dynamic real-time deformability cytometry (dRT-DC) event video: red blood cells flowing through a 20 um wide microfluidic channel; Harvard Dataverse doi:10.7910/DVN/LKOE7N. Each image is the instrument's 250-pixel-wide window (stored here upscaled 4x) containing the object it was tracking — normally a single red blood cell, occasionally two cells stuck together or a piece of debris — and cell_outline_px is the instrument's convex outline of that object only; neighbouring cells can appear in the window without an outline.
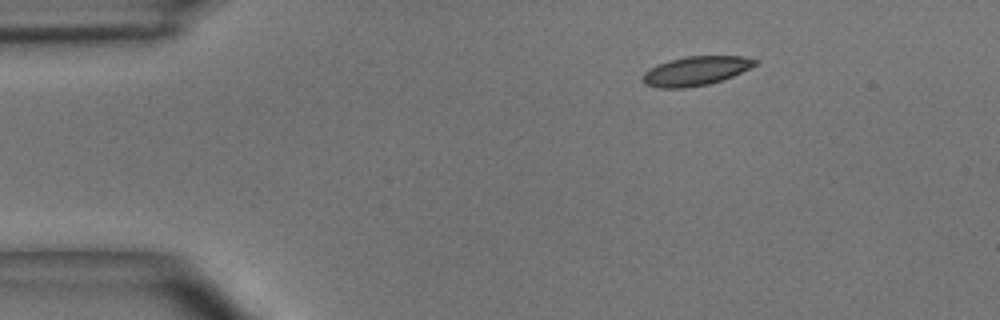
{"species": "common noctule bat (a hibernating species)", "species_latin": "Nyctalus noctula", "temperature_condition": "room temperature", "stored_images_in_passage": 43, "camera_frame_rate_fps": 3000, "um_per_image_px": 0.085, "animal": {"sex": "male", "body_mass_g": 15.6}, "frame": {"image": 1, "passage_image": 1, "time_ms": 0.0, "image_size_px": [1000, 320], "cell_outline_px": [[756, 64], [732, 76], [708, 84], [684, 88], [660, 88], [644, 84], [640, 80], [640, 76], [648, 68], [656, 64], [668, 60], [688, 56], [744, 56], [756, 60]], "centroid_in_image_um": [59.03, 6.03], "position_along_channel_um": 26.0, "area_um2": 19.07}}
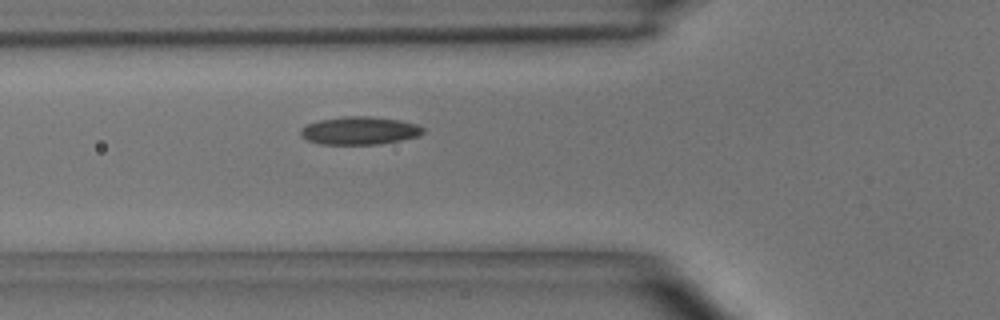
{"frame": {"image": 2, "passage_image": 11, "time_ms": 3.333, "image_size_px": [1000, 320], "cell_outline_px": [[424, 132], [420, 136], [380, 144], [320, 144], [308, 140], [300, 136], [300, 128], [308, 124], [320, 120], [344, 116], [372, 116], [400, 120], [416, 124], [424, 128]], "centroid_in_image_um": [30.57, 11.1], "position_along_channel_um": 95.2, "area_um2": 20.0}}
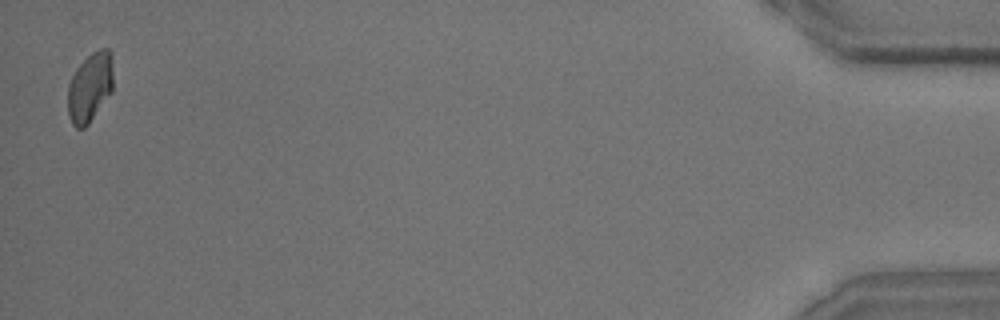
{"frame": {"image": 3, "passage_image": 43, "time_ms": 14.0, "image_size_px": [1000, 320], "cell_outline_px": [[112, 92], [88, 124], [84, 128], [76, 128], [72, 124], [68, 112], [68, 84], [76, 68], [92, 52], [100, 48], [108, 48], [112, 52]], "centroid_in_image_um": [7.65, 7.4], "position_along_channel_um": 427.5, "area_um2": 18.38}, "authors_computed_cell_mechanics": {"area_um2": 18.9006, "velocity_mm_per_s": 3.9392, "shape_relaxation_time_tau1_ms": 5.1411, "shape_relaxation_time_tau2_ms": 2.8491, "deformation_change_tau1": 0.1472, "deformation_change_tau2": 0.0847}}